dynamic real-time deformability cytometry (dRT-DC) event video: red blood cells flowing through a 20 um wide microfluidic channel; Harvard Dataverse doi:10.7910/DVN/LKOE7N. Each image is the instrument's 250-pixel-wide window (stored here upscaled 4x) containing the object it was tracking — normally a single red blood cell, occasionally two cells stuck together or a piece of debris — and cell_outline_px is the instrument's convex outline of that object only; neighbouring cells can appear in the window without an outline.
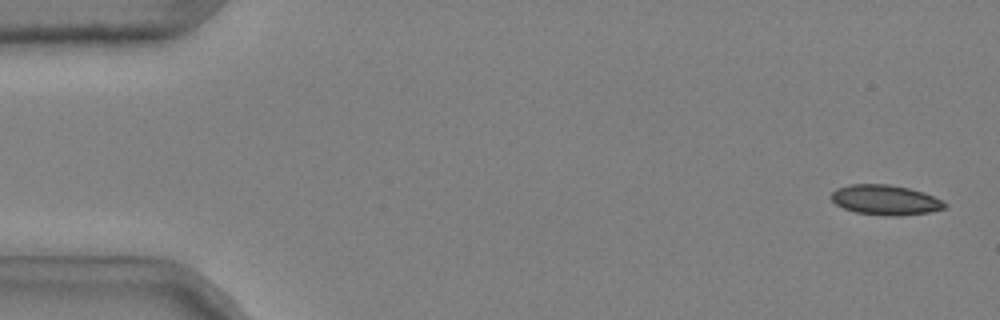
{"species": "common noctule bat (a hibernating species)", "species_latin": "Nyctalus noctula", "temperature_condition": "cold", "stored_images_in_passage": 10, "camera_frame_rate_fps": 3000, "um_per_image_px": 0.085, "animal": {"sex": "male", "body_mass_g": 20.4}, "frame": {"image": 1, "passage_image": 2, "time_ms": 0.333, "image_size_px": [1000, 320], "cell_outline_px": [[948, 208], [928, 212], [900, 216], [884, 216], [856, 212], [844, 208], [836, 204], [832, 200], [832, 192], [836, 188], [852, 184], [888, 184], [908, 188], [924, 192], [948, 204]], "centroid_in_image_um": [75.27, 17.0], "position_along_channel_um": 9.7, "area_um2": 19.83}}